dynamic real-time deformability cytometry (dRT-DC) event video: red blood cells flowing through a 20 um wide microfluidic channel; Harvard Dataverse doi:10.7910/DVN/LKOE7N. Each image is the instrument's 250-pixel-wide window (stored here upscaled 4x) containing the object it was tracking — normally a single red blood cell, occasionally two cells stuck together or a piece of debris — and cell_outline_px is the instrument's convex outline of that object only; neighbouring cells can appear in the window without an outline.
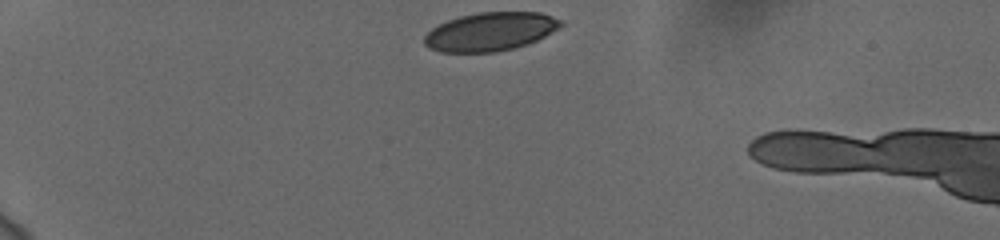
{"species": "human", "species_latin": "Homo sapiens", "temperature_condition": "cold", "stored_images_in_passage": 37, "camera_frame_rate_fps": 3000, "um_per_image_px": 0.085, "donor": {"sex": "female"}, "frame": {"image": 1, "passage_image": 1, "time_ms": 0.0, "image_size_px": [1000, 240], "cell_outline_px": [[564, 24], [560, 28], [528, 44], [512, 48], [492, 52], [440, 52], [428, 48], [424, 44], [424, 36], [432, 28], [448, 20], [460, 16], [480, 12], [540, 12], [552, 16], [560, 20]], "centroid_in_image_um": [41.67, 2.69], "position_along_channel_um": 43.3, "area_um2": 30.52}}
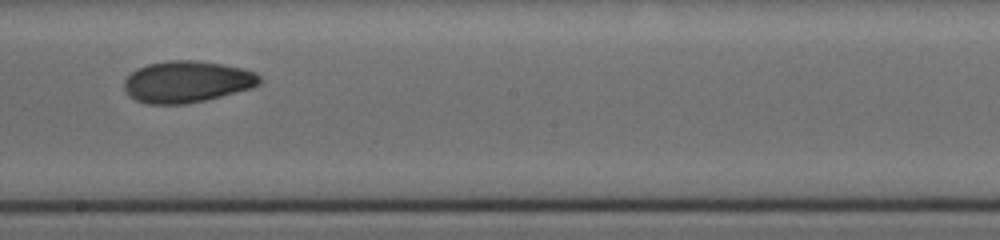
{"frame": {"image": 2, "passage_image": 21, "time_ms": 6.667, "image_size_px": [1000, 240], "cell_outline_px": [[260, 84], [252, 88], [204, 100], [184, 104], [148, 104], [136, 100], [128, 96], [124, 88], [124, 80], [136, 68], [148, 64], [168, 60], [196, 60], [244, 68], [256, 72], [260, 76]], "centroid_in_image_um": [15.88, 6.94], "position_along_channel_um": 232.3, "area_um2": 32.89}}
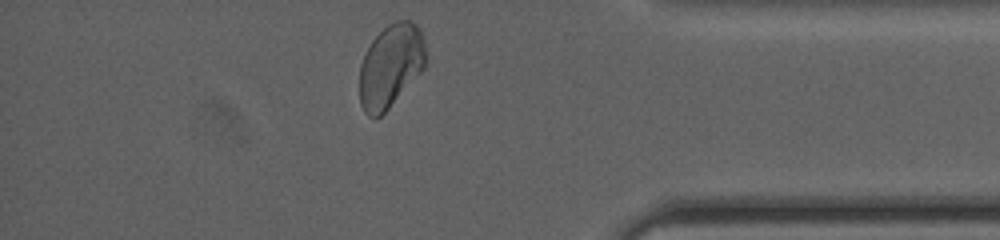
{"frame": {"image": 3, "passage_image": 36, "time_ms": 11.667, "image_size_px": [1000, 240], "cell_outline_px": [[424, 68], [388, 108], [380, 116], [368, 116], [364, 112], [360, 104], [360, 64], [364, 52], [372, 40], [388, 24], [396, 20], [412, 20], [420, 28], [424, 40]], "centroid_in_image_um": [33.18, 5.57], "position_along_channel_um": 402.0, "area_um2": 31.85}, "authors_computed_cell_mechanics": {"area_um2": 32.368, "velocity_mm_per_s": 3.7319, "shape_relaxation_time_tau1_ms": 4.223, "shape_relaxation_time_tau2_ms": 3.1483, "deformation_change_tau1": 0.1191, "deformation_change_tau2": 0.0551}}